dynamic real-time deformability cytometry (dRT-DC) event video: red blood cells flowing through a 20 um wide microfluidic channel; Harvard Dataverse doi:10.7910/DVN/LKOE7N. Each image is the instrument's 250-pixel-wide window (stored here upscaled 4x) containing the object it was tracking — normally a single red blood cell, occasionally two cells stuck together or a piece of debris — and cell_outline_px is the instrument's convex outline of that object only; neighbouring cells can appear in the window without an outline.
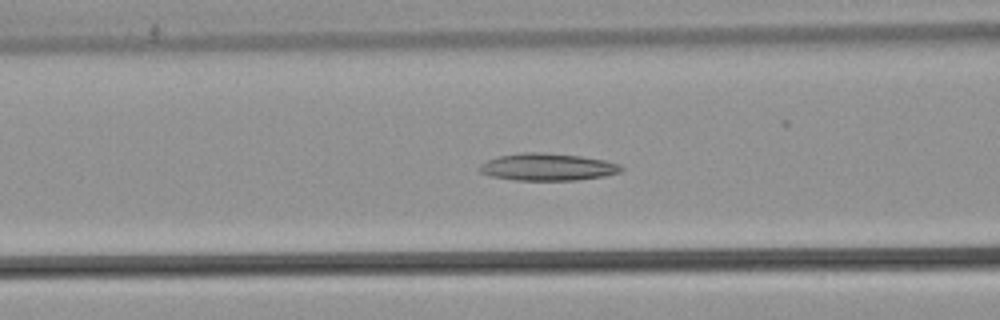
{"species": "common noctule bat (a hibernating species)", "species_latin": "Nyctalus noctula", "temperature_condition": "warm", "stored_images_in_passage": 54, "camera_frame_rate_fps": 3000, "um_per_image_px": 0.085, "animal": {"sex": "male", "body_mass_g": 21.5, "forearm_length_mm": 52.0}, "frame": {"image": 1, "passage_image": 22, "time_ms": 7.0, "image_size_px": [1000, 320], "cell_outline_px": [[624, 168], [620, 172], [604, 176], [576, 180], [516, 180], [488, 176], [480, 172], [480, 164], [488, 160], [500, 156], [520, 152], [540, 152], [580, 156], [604, 160], [620, 164]], "centroid_in_image_um": [46.54, 14.19], "position_along_channel_um": 120.1, "area_um2": 22.43}}
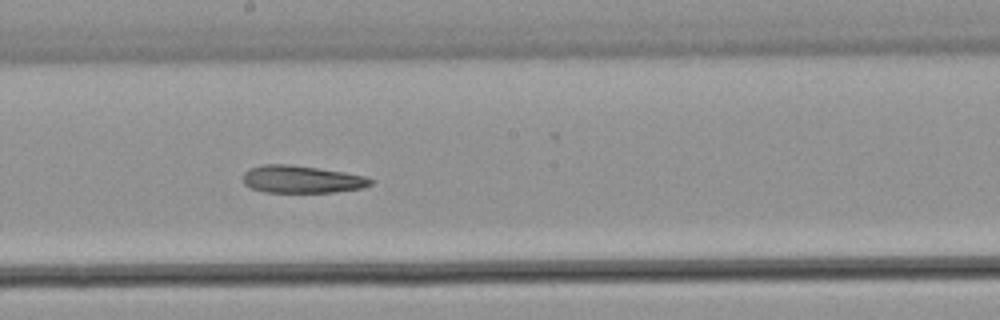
{"frame": {"image": 2, "passage_image": 30, "time_ms": 9.667, "image_size_px": [1000, 320], "cell_outline_px": [[372, 184], [364, 188], [332, 192], [264, 192], [252, 188], [244, 184], [244, 172], [248, 168], [264, 164], [288, 164], [344, 172], [364, 176], [372, 180]], "centroid_in_image_um": [25.62, 15.24], "position_along_channel_um": 222.6, "area_um2": 20.29}}
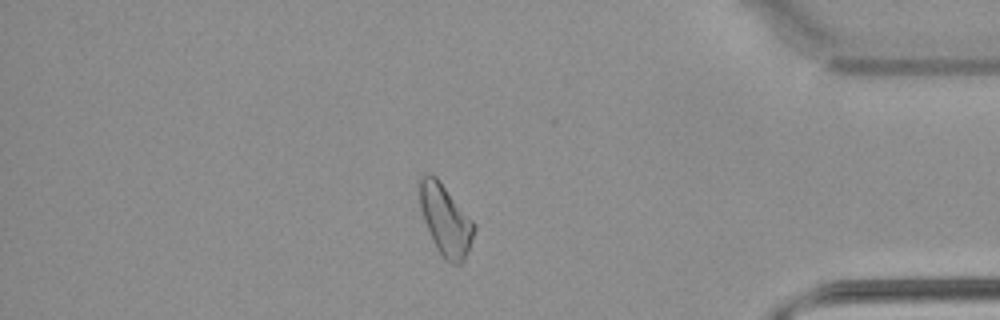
{"frame": {"image": 3, "passage_image": 46, "time_ms": 15.0, "image_size_px": [1000, 320], "cell_outline_px": [[476, 228], [472, 240], [464, 260], [460, 264], [452, 264], [444, 260], [428, 228], [420, 204], [420, 176], [428, 172], [436, 176], [476, 224]], "centroid_in_image_um": [37.9, 18.68], "position_along_channel_um": 397.3, "area_um2": 21.96}}